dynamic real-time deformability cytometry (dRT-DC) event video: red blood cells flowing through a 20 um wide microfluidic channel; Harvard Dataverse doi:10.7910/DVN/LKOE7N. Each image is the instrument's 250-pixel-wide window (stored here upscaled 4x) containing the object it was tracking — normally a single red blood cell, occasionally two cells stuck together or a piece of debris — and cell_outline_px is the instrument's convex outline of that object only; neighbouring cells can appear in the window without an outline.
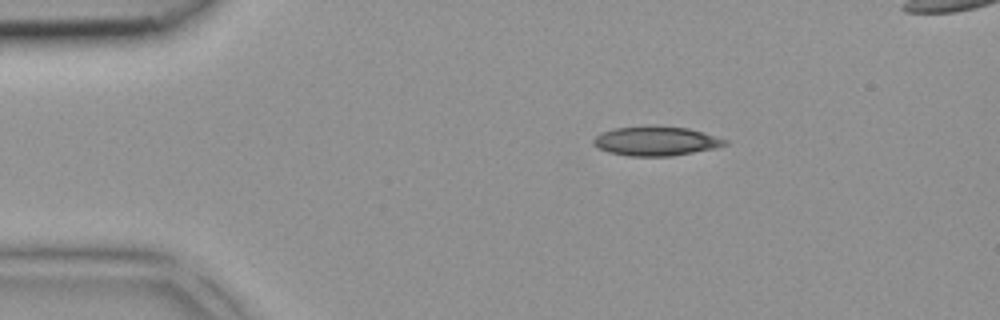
{"species": "common noctule bat (a hibernating species)", "species_latin": "Nyctalus noctula", "temperature_condition": "room temperature", "stored_images_in_passage": 3, "segment_of_instrument_passage": [1, 2], "camera_frame_rate_fps": 3000, "um_per_image_px": 0.085, "animal": {"sex": "female", "body_mass_g": 18.4}, "frame": {"image": 1, "passage_image": 1, "time_ms": 0.0, "image_size_px": [1000, 320], "cell_outline_px": [[728, 144], [716, 148], [672, 156], [628, 156], [608, 152], [592, 144], [592, 140], [596, 136], [612, 128], [688, 128], [704, 132], [728, 140]], "centroid_in_image_um": [55.79, 12.03], "position_along_channel_um": 29.2, "area_um2": 21.79}}